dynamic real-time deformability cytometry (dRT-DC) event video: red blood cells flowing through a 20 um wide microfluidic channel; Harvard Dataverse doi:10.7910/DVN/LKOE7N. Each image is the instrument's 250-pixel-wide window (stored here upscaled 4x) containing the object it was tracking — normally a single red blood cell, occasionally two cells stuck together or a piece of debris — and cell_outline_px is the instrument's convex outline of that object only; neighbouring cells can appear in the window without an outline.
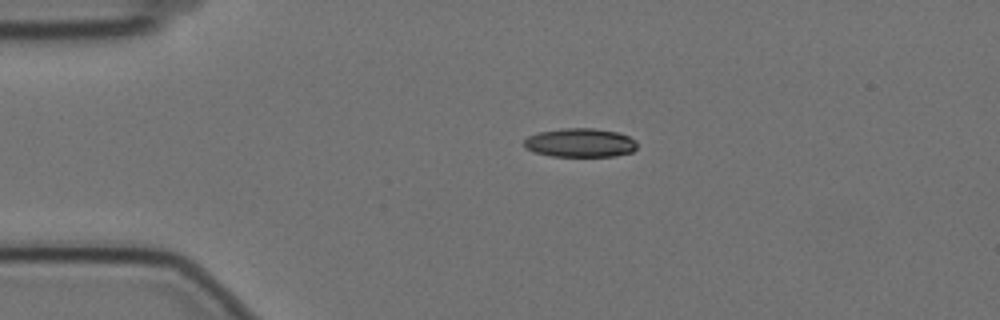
{"species": "Egyptian fruit bat (a non-hibernating species)", "species_latin": "Rousettus aegyptiacus", "temperature_condition": "cold", "stored_images_in_passage": 46, "camera_frame_rate_fps": 3000, "um_per_image_px": 0.085, "animal": {"sex": "female"}, "frame": {"image": 1, "passage_image": 1, "time_ms": 0.0, "image_size_px": [1000, 320], "cell_outline_px": [[636, 148], [632, 152], [616, 156], [552, 156], [532, 152], [524, 148], [524, 140], [528, 136], [540, 132], [560, 128], [592, 128], [616, 132], [628, 136], [636, 140]], "centroid_in_image_um": [49.29, 12.14], "position_along_channel_um": 35.7, "area_um2": 19.07}}
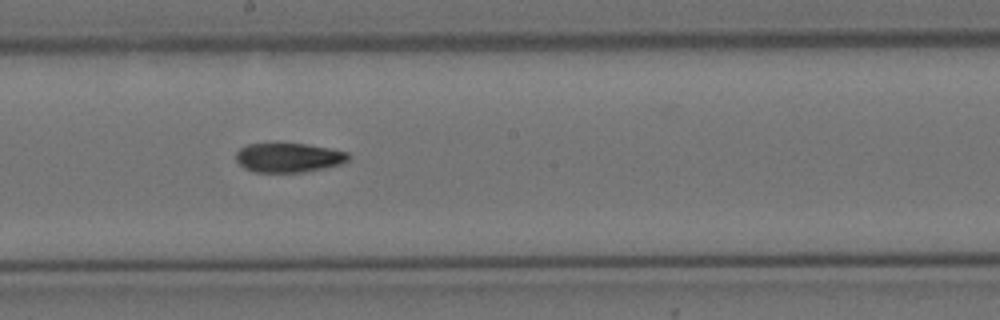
{"frame": {"image": 2, "passage_image": 20, "time_ms": 6.333, "image_size_px": [1000, 320], "cell_outline_px": [[352, 156], [348, 160], [340, 164], [324, 168], [304, 172], [252, 172], [244, 168], [236, 160], [236, 152], [240, 148], [248, 144], [276, 140], [308, 144], [348, 152]], "centroid_in_image_um": [24.5, 13.35], "position_along_channel_um": 223.7, "area_um2": 20.06}}
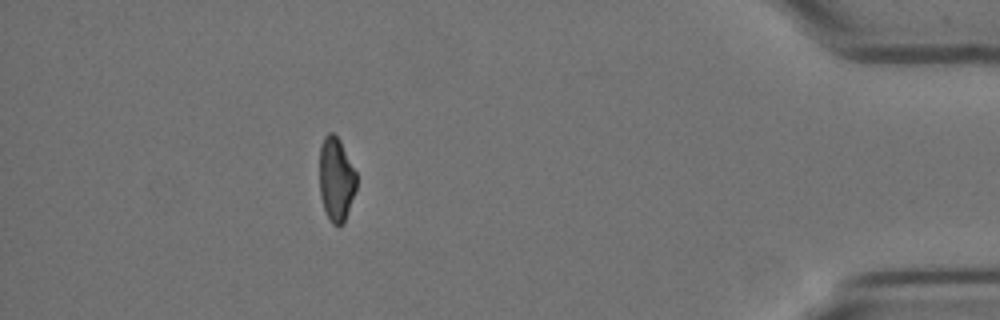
{"frame": {"image": 3, "passage_image": 40, "time_ms": 13.0, "image_size_px": [1000, 320], "cell_outline_px": [[356, 188], [344, 224], [332, 224], [324, 208], [320, 196], [320, 144], [324, 136], [328, 132], [332, 132], [340, 140], [356, 172]], "centroid_in_image_um": [28.57, 15.21], "position_along_channel_um": 406.6, "area_um2": 17.98}, "authors_computed_cell_mechanics": {"area_um2": 19.7676, "velocity_mm_per_s": 3.5349, "shape_relaxation_time_tau1_ms": 9.9825, "shape_relaxation_time_tau2_ms": 7.3922, "deformation_change_tau1": 0.2128, "deformation_change_tau2": 0.1376}}